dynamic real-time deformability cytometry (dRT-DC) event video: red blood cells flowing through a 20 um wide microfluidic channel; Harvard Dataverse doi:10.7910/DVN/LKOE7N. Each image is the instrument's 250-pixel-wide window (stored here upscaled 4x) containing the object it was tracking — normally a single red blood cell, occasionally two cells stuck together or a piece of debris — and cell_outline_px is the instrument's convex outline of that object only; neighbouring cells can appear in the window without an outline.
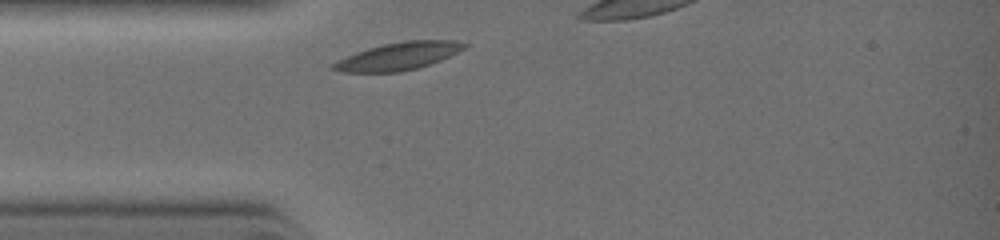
{"species": "common noctule bat (a hibernating species)", "species_latin": "Nyctalus noctula", "temperature_condition": "warm", "stored_images_in_passage": 2, "segment_of_instrument_passage": [1, 2], "camera_frame_rate_fps": 3000, "um_per_image_px": 0.085, "animal": {"sex": "female", "body_mass_g": 19.0, "forearm_length_mm": 51.5}, "frame": {"image": 1, "passage_image": 1, "time_ms": 0.0, "image_size_px": [1000, 240], "cell_outline_px": [[468, 44], [464, 48], [440, 60], [416, 68], [396, 72], [340, 72], [328, 68], [332, 64], [356, 52], [368, 48], [384, 44], [408, 40], [452, 40]], "centroid_in_image_um": [33.82, 4.78], "position_along_channel_um": 51.2, "area_um2": 20.63}}